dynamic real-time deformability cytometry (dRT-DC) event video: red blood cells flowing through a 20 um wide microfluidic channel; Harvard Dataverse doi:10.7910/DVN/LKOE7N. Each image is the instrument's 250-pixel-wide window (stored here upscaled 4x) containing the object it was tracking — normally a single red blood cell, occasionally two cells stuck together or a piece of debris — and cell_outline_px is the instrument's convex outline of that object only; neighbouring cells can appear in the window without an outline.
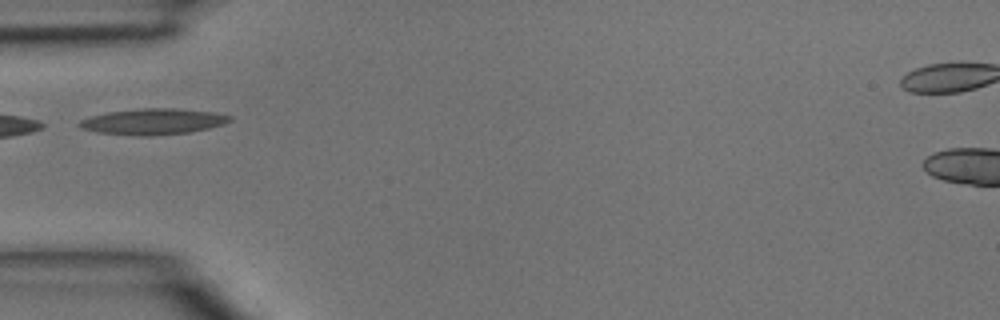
{"species": "common noctule bat (a hibernating species)", "species_latin": "Nyctalus noctula", "temperature_condition": "room temperature", "stored_images_in_passage": 1, "camera_frame_rate_fps": 3000, "um_per_image_px": 0.085, "animal": {"sex": "male", "body_mass_g": 15.6}, "frame": {"image": 1, "passage_image": 1, "time_ms": 0.0, "image_size_px": [1000, 320], "cell_outline_px": [[232, 120], [224, 124], [208, 128], [188, 132], [152, 136], [136, 136], [96, 132], [80, 128], [76, 124], [80, 120], [92, 116], [108, 112], [140, 108], [176, 108], [216, 112], [232, 116]], "centroid_in_image_um": [13.01, 10.33], "position_along_channel_um": 72.0, "area_um2": 22.95}}